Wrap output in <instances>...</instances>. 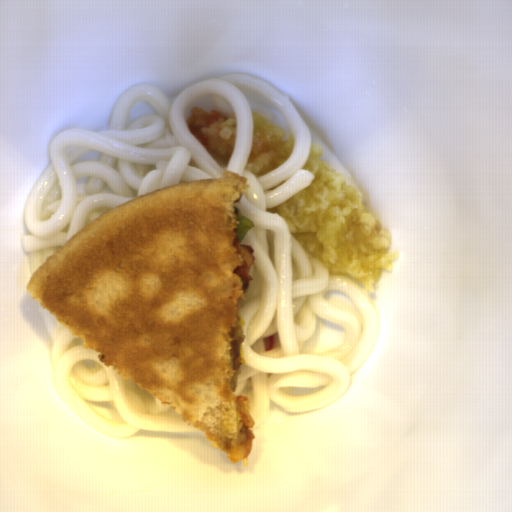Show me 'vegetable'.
<instances>
[{
    "mask_svg": "<svg viewBox=\"0 0 512 512\" xmlns=\"http://www.w3.org/2000/svg\"><path fill=\"white\" fill-rule=\"evenodd\" d=\"M237 218L239 224L237 225V229H233L237 233L239 243L250 233V231L255 227L254 223L251 219L244 218L238 209L235 208Z\"/></svg>",
    "mask_w": 512,
    "mask_h": 512,
    "instance_id": "obj_1",
    "label": "vegetable"
}]
</instances>
